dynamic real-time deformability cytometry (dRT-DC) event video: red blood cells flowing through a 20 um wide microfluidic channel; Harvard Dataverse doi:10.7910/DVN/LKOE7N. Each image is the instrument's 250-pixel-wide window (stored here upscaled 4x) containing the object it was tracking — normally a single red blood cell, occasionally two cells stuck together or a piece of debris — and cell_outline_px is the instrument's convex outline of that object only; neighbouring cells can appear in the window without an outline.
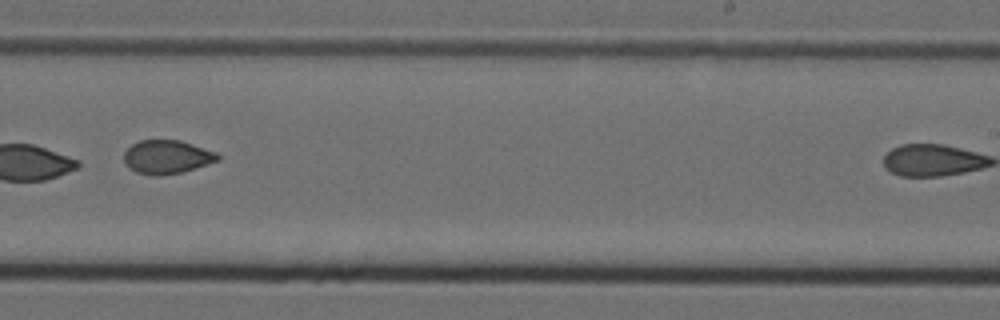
{"species": "Egyptian fruit bat (a non-hibernating species)", "species_latin": "Rousettus aegyptiacus", "temperature_condition": "cold", "stored_images_in_passage": 9, "camera_frame_rate_fps": 3000, "um_per_image_px": 0.085, "animal": {"sex": "female"}, "frame": {"image": 1, "passage_image": 7, "time_ms": 2.0, "image_size_px": [1000, 320], "cell_outline_px": [[220, 160], [196, 168], [180, 172], [160, 176], [152, 176], [136, 172], [128, 168], [124, 160], [124, 152], [132, 144], [140, 140], [180, 140], [216, 152], [220, 156]], "centroid_in_image_um": [14.18, 13.35], "position_along_channel_um": 274.8, "area_um2": 18.44}}